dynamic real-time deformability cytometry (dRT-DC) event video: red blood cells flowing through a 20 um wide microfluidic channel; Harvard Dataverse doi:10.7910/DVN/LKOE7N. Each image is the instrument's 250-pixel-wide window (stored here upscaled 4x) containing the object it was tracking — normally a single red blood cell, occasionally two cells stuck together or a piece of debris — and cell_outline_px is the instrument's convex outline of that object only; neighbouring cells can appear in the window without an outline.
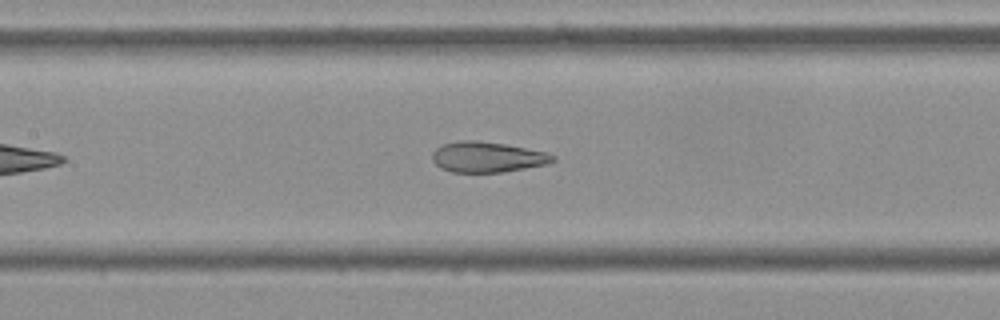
{"species": "Egyptian fruit bat (a non-hibernating species)", "species_latin": "Rousettus aegyptiacus", "temperature_condition": "cold", "stored_images_in_passage": 44, "camera_frame_rate_fps": 3000, "um_per_image_px": 0.085, "frame": {"image": 1, "passage_image": 15, "time_ms": 4.667, "image_size_px": [1000, 320], "cell_outline_px": [[556, 160], [548, 164], [504, 172], [452, 172], [440, 168], [432, 160], [432, 152], [436, 148], [444, 144], [460, 140], [476, 140], [504, 144], [544, 152], [556, 156]], "centroid_in_image_um": [41.41, 13.35], "position_along_channel_um": 166.0, "area_um2": 21.39}}
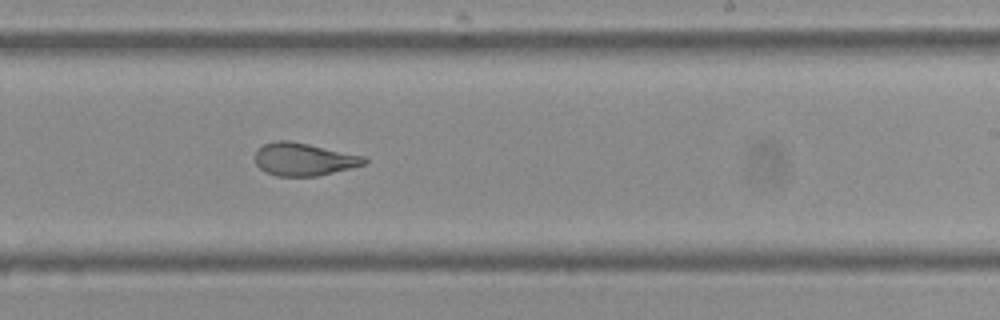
{"frame": {"image": 2, "passage_image": 23, "time_ms": 7.333, "image_size_px": [1000, 320], "cell_outline_px": [[368, 164], [316, 176], [276, 176], [264, 172], [256, 164], [252, 156], [256, 148], [264, 144], [276, 140], [288, 140], [308, 144], [364, 156], [368, 160]], "centroid_in_image_um": [25.76, 13.54], "position_along_channel_um": 263.2, "area_um2": 21.1}}
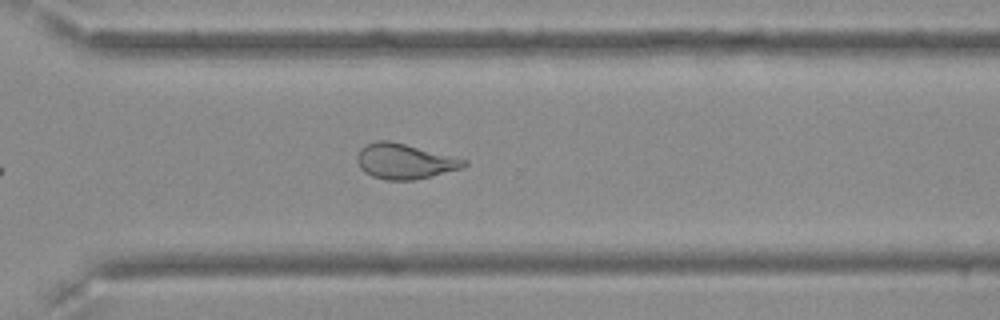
{"frame": {"image": 3, "passage_image": 29, "time_ms": 9.333, "image_size_px": [1000, 320], "cell_outline_px": [[468, 164], [464, 168], [412, 180], [388, 180], [372, 176], [364, 172], [360, 168], [356, 160], [356, 156], [360, 148], [376, 140], [388, 140], [468, 160]], "centroid_in_image_um": [34.37, 13.71], "position_along_channel_um": 336.2, "area_um2": 21.79}, "authors_computed_cell_mechanics": {"area_um2": 22.7443, "velocity_mm_per_s": 3.6545, "shape_relaxation_time_tau1_ms": null, "shape_relaxation_time_tau2_ms": 1.4169, "deformation_change_tau1": null, "deformation_change_tau2": 0.0822}}